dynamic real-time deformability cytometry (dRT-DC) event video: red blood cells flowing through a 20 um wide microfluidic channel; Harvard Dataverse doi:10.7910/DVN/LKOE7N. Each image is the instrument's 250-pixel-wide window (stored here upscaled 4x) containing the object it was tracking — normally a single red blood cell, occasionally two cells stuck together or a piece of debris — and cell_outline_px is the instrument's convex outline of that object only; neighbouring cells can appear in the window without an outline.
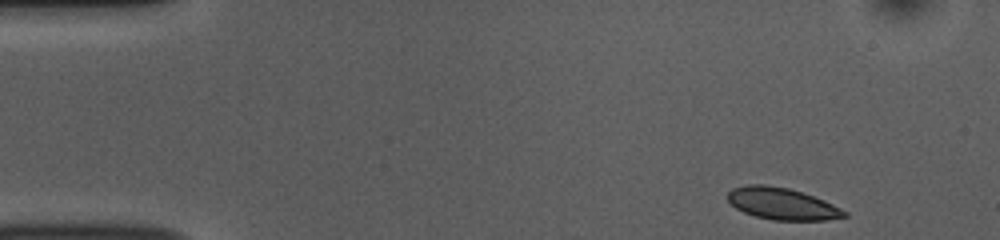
{"species": "common noctule bat (a hibernating species)", "species_latin": "Nyctalus noctula", "temperature_condition": "room temperature", "stored_images_in_passage": 48, "camera_frame_rate_fps": 3000, "um_per_image_px": 0.085, "animal": {"sex": "female", "body_mass_g": 10.0, "forearm_length_mm": 53.1}, "frame": {"image": 1, "passage_image": 1, "time_ms": 0.0, "image_size_px": [1000, 240], "cell_outline_px": [[848, 216], [824, 220], [772, 220], [756, 216], [744, 212], [736, 208], [728, 200], [728, 192], [732, 188], [748, 184], [764, 184], [788, 188], [824, 200], [848, 212]], "centroid_in_image_um": [66.46, 17.31], "position_along_channel_um": 18.5, "area_um2": 21.44}}
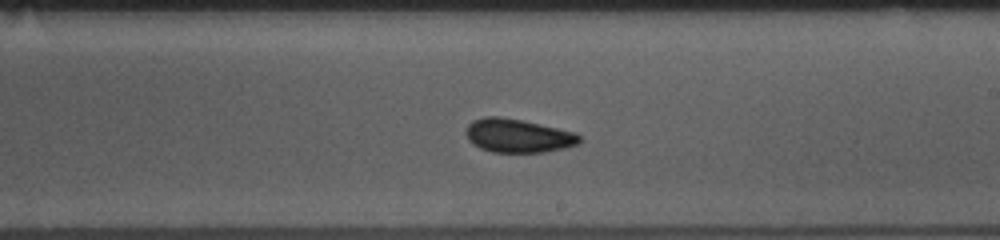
{"frame": {"image": 2, "passage_image": 26, "time_ms": 8.333, "image_size_px": [1000, 240], "cell_outline_px": [[580, 144], [564, 148], [544, 152], [492, 152], [480, 148], [472, 144], [468, 140], [464, 132], [468, 124], [472, 120], [484, 116], [500, 116], [540, 124], [576, 132], [580, 136]], "centroid_in_image_um": [44.0, 11.53], "position_along_channel_um": 245.0, "area_um2": 22.43}}
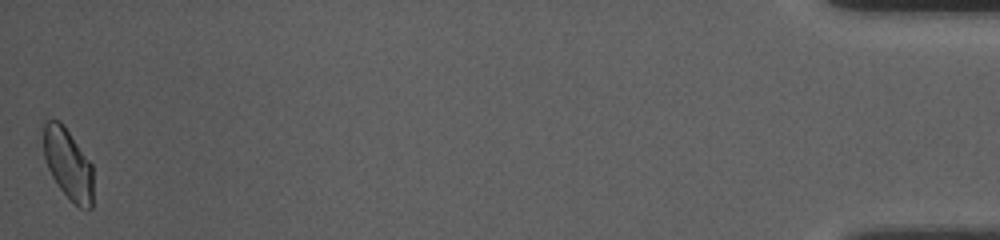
{"frame": {"image": 3, "passage_image": 48, "time_ms": 15.667, "image_size_px": [1000, 240], "cell_outline_px": [[92, 208], [80, 208], [56, 184], [48, 168], [44, 156], [44, 120], [60, 120], [64, 124], [92, 164]], "centroid_in_image_um": [5.78, 13.9], "position_along_channel_um": 429.4, "area_um2": 20.35}, "authors_computed_cell_mechanics": {"area_um2": 21.5016, "velocity_mm_per_s": 3.7901, "shape_relaxation_time_tau1_ms": 2.8518, "shape_relaxation_time_tau2_ms": 2.069, "deformation_change_tau1": 0.0901, "deformation_change_tau2": 0.0489}}